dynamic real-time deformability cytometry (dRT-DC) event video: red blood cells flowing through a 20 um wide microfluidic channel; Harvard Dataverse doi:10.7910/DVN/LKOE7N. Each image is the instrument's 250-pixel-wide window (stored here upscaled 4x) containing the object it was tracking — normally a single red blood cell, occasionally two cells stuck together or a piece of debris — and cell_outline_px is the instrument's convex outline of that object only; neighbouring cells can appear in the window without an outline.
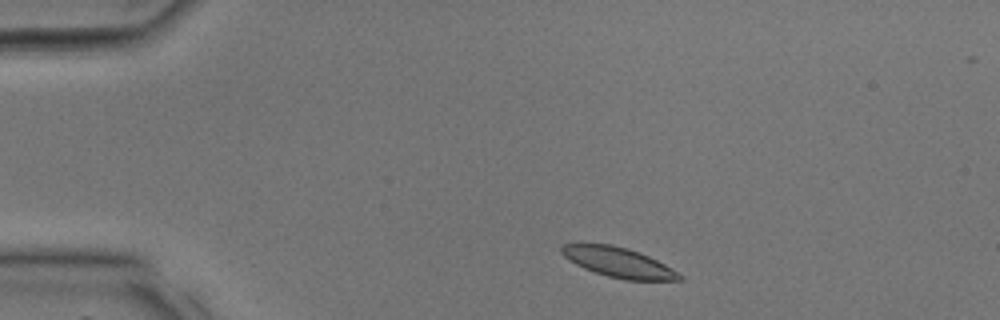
{"species": "common noctule bat (a hibernating species)", "species_latin": "Nyctalus noctula", "temperature_condition": "room temperature", "stored_images_in_passage": 31, "camera_frame_rate_fps": 3000, "um_per_image_px": 0.085, "animal": {"sex": "male", "body_mass_g": 17.9, "forearm_length_mm": 54.2}, "frame": {"image": 1, "passage_image": 2, "time_ms": 0.333, "image_size_px": [1000, 320], "cell_outline_px": [[684, 280], [624, 280], [608, 276], [584, 268], [568, 260], [560, 252], [560, 248], [564, 244], [580, 240], [612, 244], [628, 248], [648, 256], [664, 264], [684, 276]], "centroid_in_image_um": [52.48, 22.25], "position_along_channel_um": 32.5, "area_um2": 21.04}}
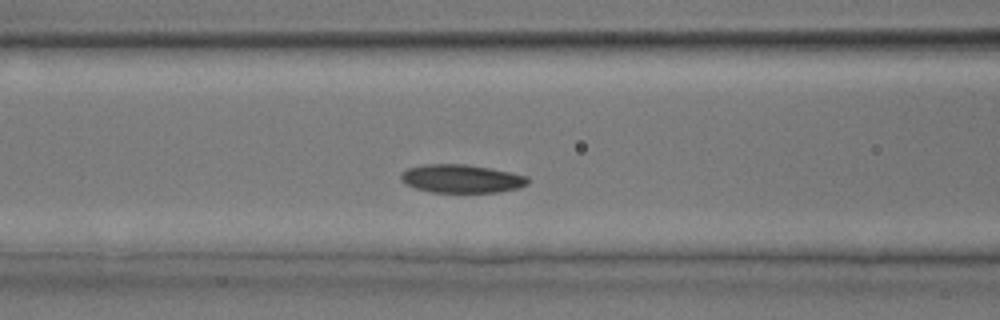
{"frame": {"image": 2, "passage_image": 10, "time_ms": 3.0, "image_size_px": [1000, 320], "cell_outline_px": [[528, 184], [516, 188], [500, 192], [432, 192], [416, 188], [404, 184], [400, 180], [400, 176], [408, 168], [424, 164], [464, 164], [488, 168], [528, 176]], "centroid_in_image_um": [39.19, 15.19], "position_along_channel_um": 127.4, "area_um2": 20.75}}
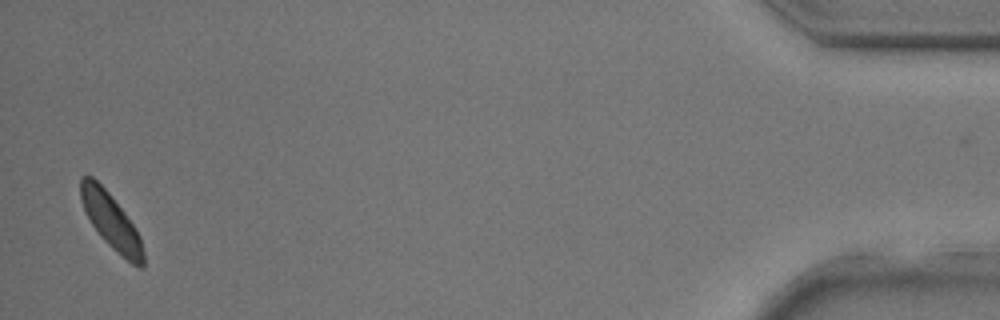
{"frame": {"image": 3, "passage_image": 30, "time_ms": 9.667, "image_size_px": [1000, 320], "cell_outline_px": [[144, 268], [140, 268], [132, 264], [116, 252], [100, 236], [92, 224], [80, 200], [80, 176], [92, 176], [108, 192], [124, 212], [136, 228], [140, 236], [144, 252]], "centroid_in_image_um": [9.46, 18.82], "position_along_channel_um": 425.7, "area_um2": 20.11}}